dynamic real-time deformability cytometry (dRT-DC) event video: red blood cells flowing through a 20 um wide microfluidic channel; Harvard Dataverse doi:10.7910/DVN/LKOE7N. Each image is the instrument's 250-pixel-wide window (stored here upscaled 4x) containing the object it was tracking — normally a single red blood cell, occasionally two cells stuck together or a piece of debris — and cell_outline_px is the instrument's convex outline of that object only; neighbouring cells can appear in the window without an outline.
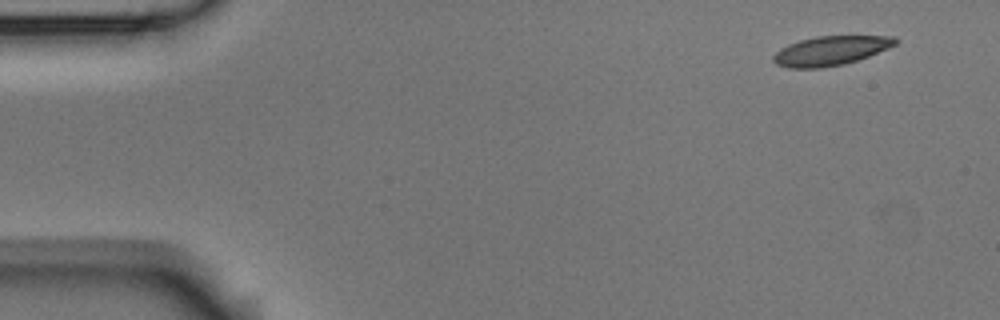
{"species": "Egyptian fruit bat (a non-hibernating species)", "species_latin": "Rousettus aegyptiacus", "temperature_condition": "room temperature", "stored_images_in_passage": 5, "segment_of_instrument_passage": [1, 2], "camera_frame_rate_fps": 3000, "um_per_image_px": 0.085, "animal": {"sex": "male"}, "frame": {"image": 1, "passage_image": 1, "time_ms": 0.0, "image_size_px": [1000, 320], "cell_outline_px": [[900, 40], [896, 44], [888, 48], [868, 56], [844, 64], [820, 68], [788, 68], [776, 64], [772, 60], [772, 56], [780, 48], [788, 44], [800, 40], [816, 36], [896, 36]], "centroid_in_image_um": [70.59, 4.31], "position_along_channel_um": 14.4, "area_um2": 20.87}}